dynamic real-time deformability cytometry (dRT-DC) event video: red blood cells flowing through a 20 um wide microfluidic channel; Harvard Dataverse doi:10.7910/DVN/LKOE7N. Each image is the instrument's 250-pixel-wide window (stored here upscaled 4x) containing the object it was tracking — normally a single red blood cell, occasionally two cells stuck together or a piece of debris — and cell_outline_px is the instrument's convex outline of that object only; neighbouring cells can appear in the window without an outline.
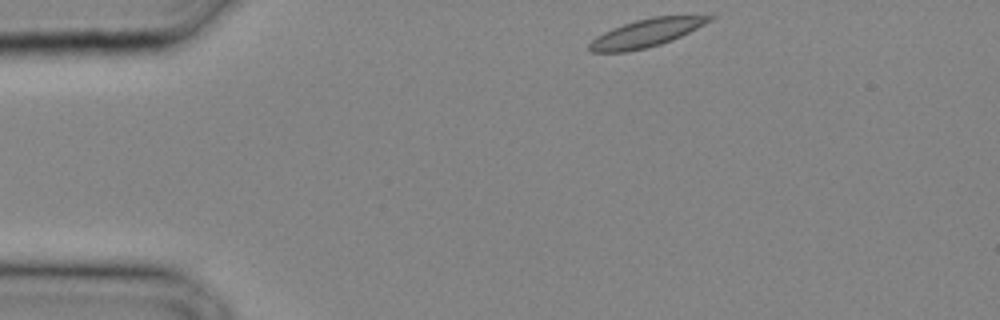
{"species": "common noctule bat (a hibernating species)", "species_latin": "Nyctalus noctula", "temperature_condition": "cold", "stored_images_in_passage": 7, "camera_frame_rate_fps": 3000, "um_per_image_px": 0.085, "animal": {"sex": "male", "body_mass_g": 20.4}, "frame": {"image": 1, "passage_image": 1, "time_ms": 0.0, "image_size_px": [1000, 320], "cell_outline_px": [[716, 16], [712, 20], [672, 40], [660, 44], [628, 52], [592, 52], [588, 48], [588, 44], [596, 36], [612, 28], [636, 20], [652, 16]], "centroid_in_image_um": [54.88, 2.81], "position_along_channel_um": 30.1, "area_um2": 19.25}}
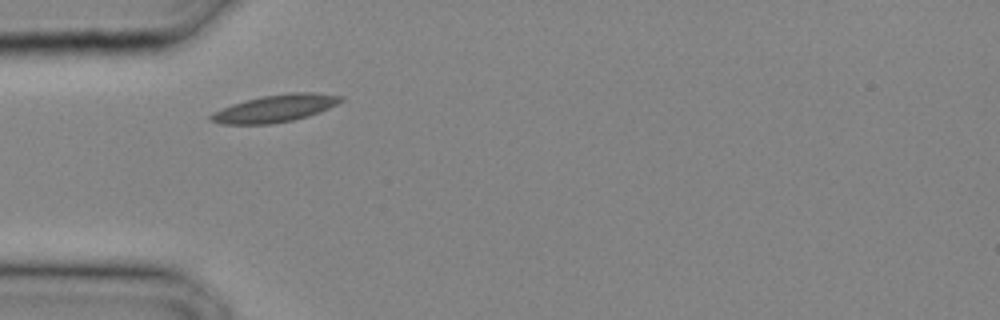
{"frame": {"image": 2, "passage_image": 5, "time_ms": 1.333, "image_size_px": [1000, 320], "cell_outline_px": [[344, 100], [320, 112], [308, 116], [292, 120], [268, 124], [220, 124], [208, 120], [208, 116], [212, 112], [232, 104], [264, 96], [288, 92], [312, 92], [344, 96]], "centroid_in_image_um": [23.37, 9.21], "position_along_channel_um": 61.6, "area_um2": 20.63}}
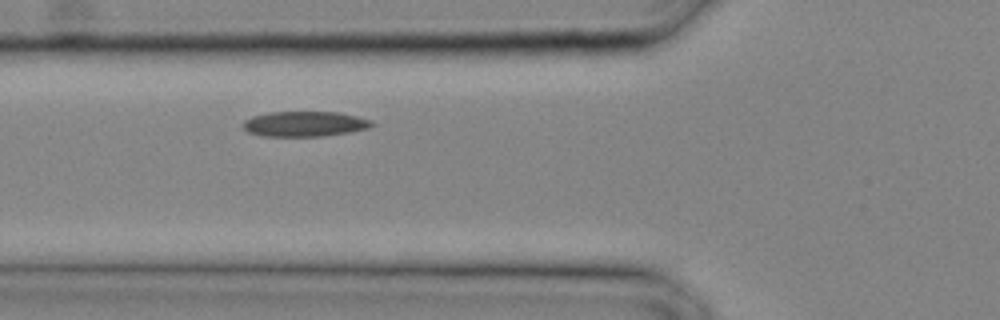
{"frame": {"image": 3, "passage_image": 7, "time_ms": 2.0, "image_size_px": [1000, 320], "cell_outline_px": [[376, 124], [368, 128], [348, 132], [324, 136], [264, 136], [248, 132], [240, 124], [244, 120], [252, 116], [268, 112], [336, 112], [356, 116], [372, 120]], "centroid_in_image_um": [25.87, 10.53], "position_along_channel_um": 99.9, "area_um2": 18.96}}